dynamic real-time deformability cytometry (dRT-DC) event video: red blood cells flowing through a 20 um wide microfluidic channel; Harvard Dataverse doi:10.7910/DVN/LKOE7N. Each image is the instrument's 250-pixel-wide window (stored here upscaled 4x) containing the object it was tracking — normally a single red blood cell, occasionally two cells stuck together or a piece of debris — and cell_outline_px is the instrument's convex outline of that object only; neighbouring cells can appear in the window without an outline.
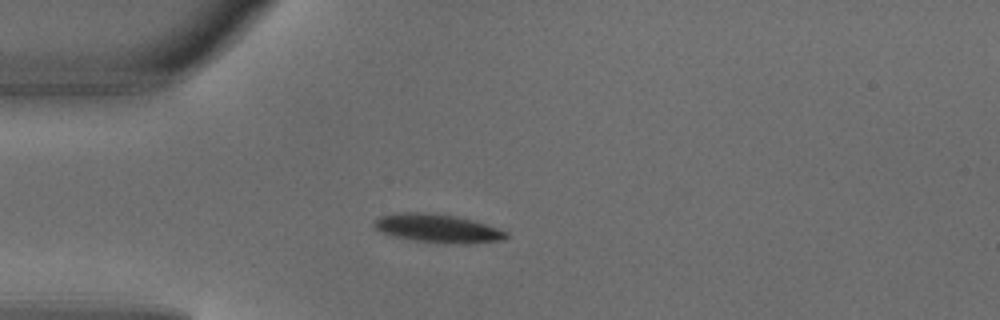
{"species": "common noctule bat (a hibernating species)", "species_latin": "Nyctalus noctula", "temperature_condition": "warm", "stored_images_in_passage": 2, "camera_frame_rate_fps": 3000, "um_per_image_px": 0.085, "animal": {"sex": "male", "body_mass_g": 18.8}, "frame": {"image": 1, "passage_image": 1, "time_ms": 0.0, "image_size_px": [1000, 320], "cell_outline_px": [[508, 236], [504, 240], [416, 240], [392, 236], [380, 232], [372, 224], [380, 216], [404, 212], [428, 212], [456, 216], [472, 220], [508, 232]], "centroid_in_image_um": [37.06, 19.33], "position_along_channel_um": 47.9, "area_um2": 20.35}}